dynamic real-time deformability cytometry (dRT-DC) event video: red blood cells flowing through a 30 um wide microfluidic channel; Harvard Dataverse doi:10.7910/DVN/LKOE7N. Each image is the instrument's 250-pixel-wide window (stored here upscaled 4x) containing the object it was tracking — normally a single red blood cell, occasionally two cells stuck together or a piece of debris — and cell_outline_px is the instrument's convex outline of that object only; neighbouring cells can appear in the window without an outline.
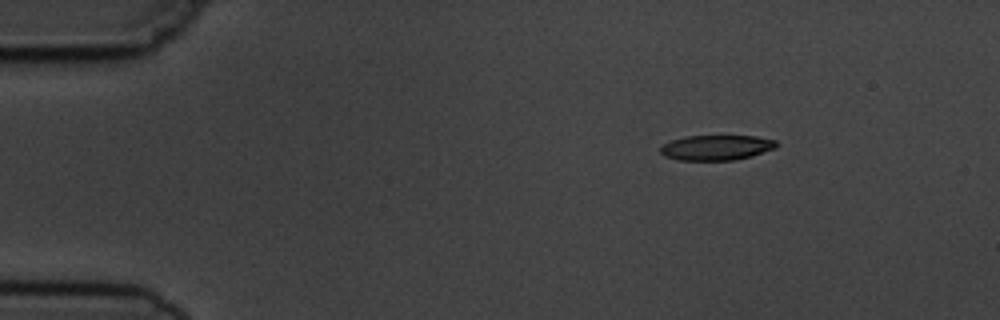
{"species": "common noctule bat (a hibernating species)", "species_latin": "Nyctalus noctula", "temperature_condition": "cold", "stored_images_in_passage": 6, "camera_frame_rate_fps": 3000, "um_per_image_px": 0.085, "animal": {"sex": "male", "body_mass_g": 19.5, "forearm_length_mm": 54.6}, "frame": {"image": 1, "passage_image": 1, "time_ms": 0.0, "image_size_px": [1000, 320], "cell_outline_px": [[776, 148], [752, 156], [732, 160], [676, 160], [664, 156], [660, 152], [660, 148], [664, 144], [672, 140], [684, 136], [756, 136], [776, 140]], "centroid_in_image_um": [60.88, 12.54], "position_along_channel_um": 24.1, "area_um2": 16.99}}
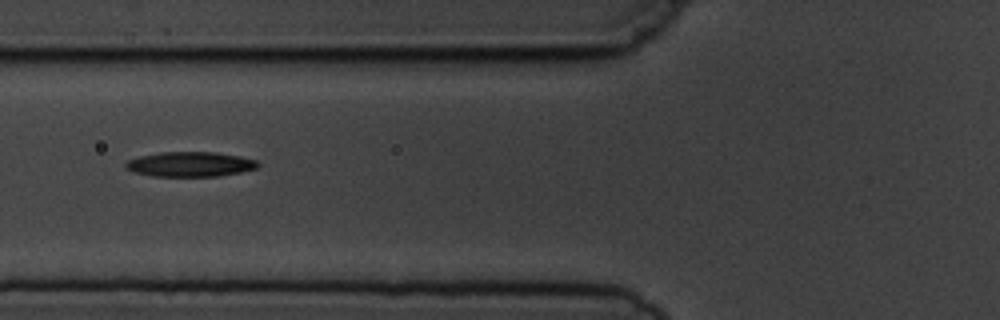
{"frame": {"image": 2, "passage_image": 5, "time_ms": 4.333, "image_size_px": [1000, 320], "cell_outline_px": [[260, 164], [256, 168], [240, 172], [216, 176], [152, 176], [136, 172], [128, 168], [124, 164], [128, 160], [140, 156], [160, 152], [216, 152], [240, 156], [256, 160]], "centroid_in_image_um": [16.18, 13.95], "position_along_channel_um": 109.6, "area_um2": 18.96}}
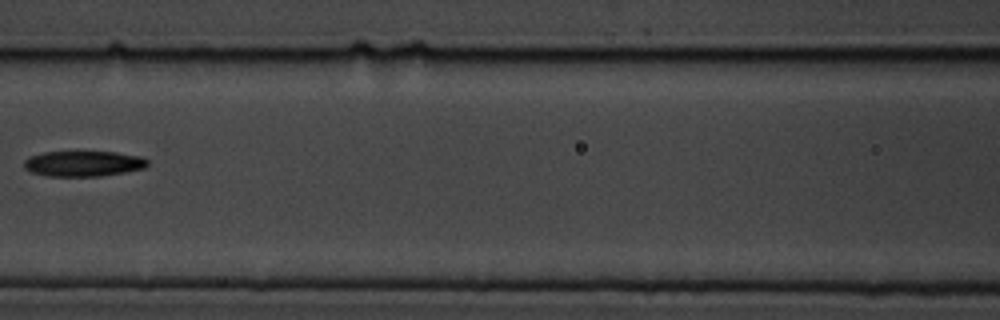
{"frame": {"image": 3, "passage_image": 6, "time_ms": 5.667, "image_size_px": [1000, 320], "cell_outline_px": [[148, 164], [144, 168], [124, 172], [100, 176], [48, 176], [32, 172], [24, 168], [24, 160], [28, 156], [44, 152], [116, 152], [140, 156], [148, 160]], "centroid_in_image_um": [7.07, 13.9], "position_along_channel_um": 159.5, "area_um2": 18.32}}